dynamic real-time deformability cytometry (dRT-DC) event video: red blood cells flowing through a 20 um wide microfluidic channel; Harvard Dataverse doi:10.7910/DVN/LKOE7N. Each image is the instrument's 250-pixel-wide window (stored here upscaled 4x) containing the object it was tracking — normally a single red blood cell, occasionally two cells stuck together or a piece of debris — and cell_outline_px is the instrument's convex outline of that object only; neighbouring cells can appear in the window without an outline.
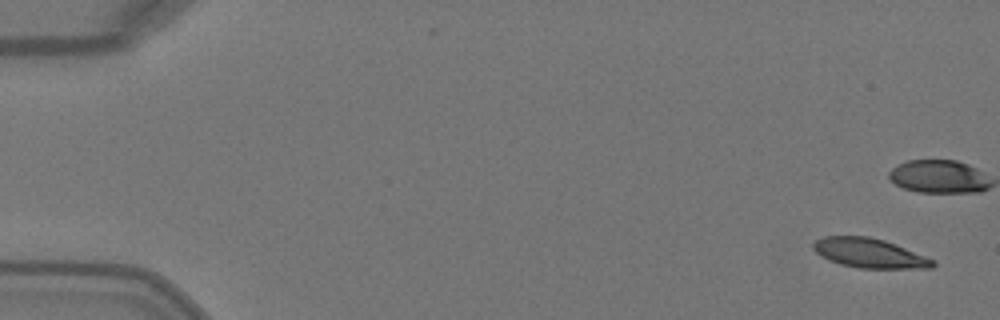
{"species": "Egyptian fruit bat (a non-hibernating species)", "species_latin": "Rousettus aegyptiacus", "temperature_condition": "warm", "stored_images_in_passage": 6, "camera_frame_rate_fps": 3000, "um_per_image_px": 0.085, "animal": {"sex": "female"}, "frame": {"image": 1, "passage_image": 1, "time_ms": 0.0, "image_size_px": [1000, 320], "cell_outline_px": [[936, 264], [932, 268], [860, 268], [840, 264], [828, 260], [820, 256], [812, 248], [812, 244], [816, 240], [824, 236], [868, 236], [884, 240], [936, 260]], "centroid_in_image_um": [73.89, 21.52], "position_along_channel_um": 11.1, "area_um2": 20.52}}
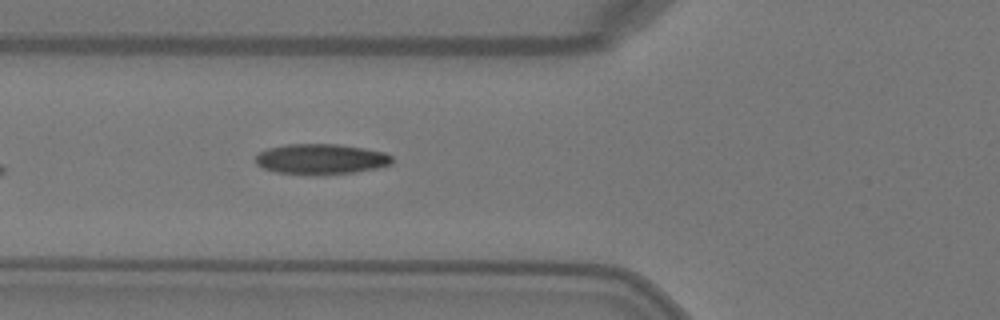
{"frame": {"image": 2, "passage_image": 6, "time_ms": 1.667, "image_size_px": [1000, 320], "cell_outline_px": [[392, 164], [376, 168], [352, 172], [320, 176], [316, 176], [276, 172], [264, 168], [256, 164], [256, 156], [260, 152], [268, 148], [284, 144], [336, 144], [364, 148], [384, 152], [392, 156]], "centroid_in_image_um": [27.27, 13.53], "position_along_channel_um": 98.5, "area_um2": 24.39}}